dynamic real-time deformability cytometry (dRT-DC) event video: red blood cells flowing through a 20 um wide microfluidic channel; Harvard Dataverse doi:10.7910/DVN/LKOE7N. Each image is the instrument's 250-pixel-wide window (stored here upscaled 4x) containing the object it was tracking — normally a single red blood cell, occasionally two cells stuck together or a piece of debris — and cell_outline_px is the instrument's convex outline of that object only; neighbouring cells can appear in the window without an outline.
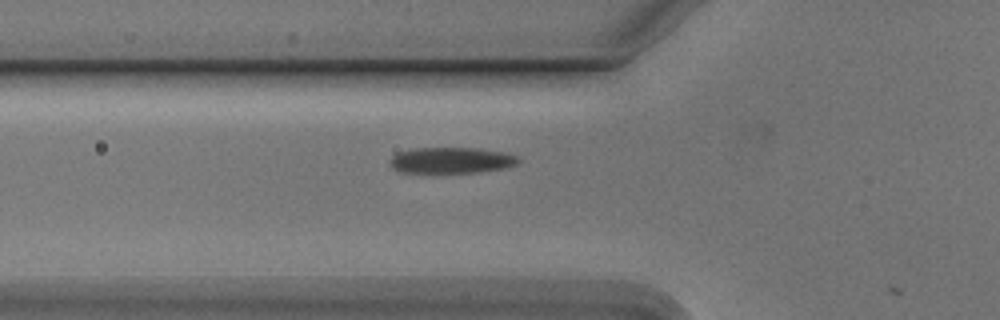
{"species": "Egyptian fruit bat (a non-hibernating species)", "species_latin": "Rousettus aegyptiacus", "temperature_condition": "cold", "stored_images_in_passage": 4, "camera_frame_rate_fps": 3000, "um_per_image_px": 0.085, "animal": {"sex": "male"}, "frame": {"image": 1, "passage_image": 3, "time_ms": 0.667, "image_size_px": [1000, 320], "cell_outline_px": [[520, 160], [516, 164], [504, 168], [480, 172], [400, 172], [392, 168], [388, 164], [388, 160], [396, 152], [412, 148], [480, 148], [504, 152], [516, 156]], "centroid_in_image_um": [38.3, 13.61], "position_along_channel_um": 87.5, "area_um2": 19.59}}